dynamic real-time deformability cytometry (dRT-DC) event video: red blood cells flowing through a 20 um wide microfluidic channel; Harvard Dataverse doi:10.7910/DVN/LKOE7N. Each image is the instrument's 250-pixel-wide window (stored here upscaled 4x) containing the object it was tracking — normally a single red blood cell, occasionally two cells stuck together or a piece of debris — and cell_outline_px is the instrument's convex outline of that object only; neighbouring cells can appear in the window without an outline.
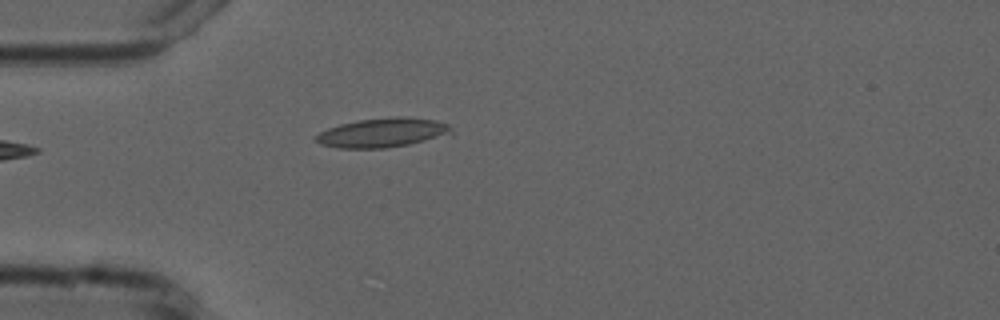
{"species": "common noctule bat (a hibernating species)", "species_latin": "Nyctalus noctula", "temperature_condition": "cold", "stored_images_in_passage": 4, "camera_frame_rate_fps": 3000, "um_per_image_px": 0.085, "animal": {"sex": "male", "forearm_length_mm": 52.5}, "frame": {"image": 1, "passage_image": 4, "time_ms": 4.667, "image_size_px": [1000, 320], "cell_outline_px": [[452, 136], [408, 144], [384, 148], [340, 148], [320, 144], [316, 140], [316, 136], [320, 132], [328, 128], [340, 124], [360, 120], [396, 116], [404, 116], [436, 120], [448, 124], [452, 128]], "centroid_in_image_um": [32.61, 11.27], "position_along_channel_um": 52.4, "area_um2": 23.24}}